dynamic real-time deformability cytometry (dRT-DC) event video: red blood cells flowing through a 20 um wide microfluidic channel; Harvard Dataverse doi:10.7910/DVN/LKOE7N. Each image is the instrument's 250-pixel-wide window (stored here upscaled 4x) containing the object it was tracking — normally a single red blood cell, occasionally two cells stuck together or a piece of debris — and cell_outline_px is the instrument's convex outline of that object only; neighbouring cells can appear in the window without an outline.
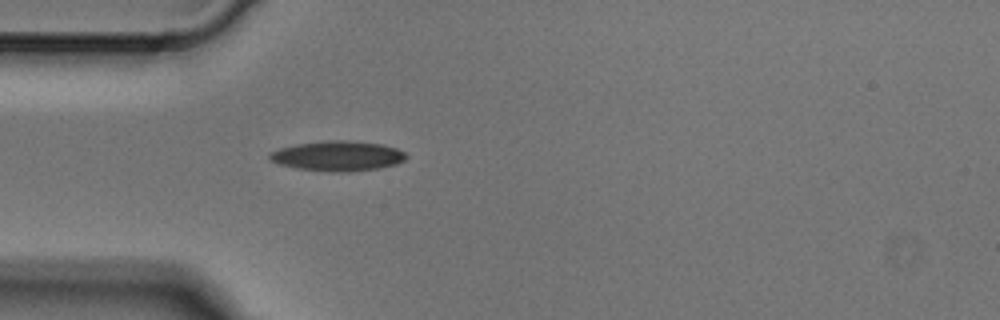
{"species": "Egyptian fruit bat (a non-hibernating species)", "species_latin": "Rousettus aegyptiacus", "temperature_condition": "cold", "stored_images_in_passage": 3, "camera_frame_rate_fps": 3000, "um_per_image_px": 0.085, "animal": {"sex": "male"}, "frame": {"image": 1, "passage_image": 3, "time_ms": 0.667, "image_size_px": [1000, 320], "cell_outline_px": [[408, 156], [404, 160], [396, 164], [380, 168], [348, 172], [328, 172], [296, 168], [280, 164], [268, 160], [268, 156], [272, 152], [280, 148], [296, 144], [328, 140], [348, 140], [380, 144], [396, 148], [404, 152]], "centroid_in_image_um": [28.7, 13.26], "position_along_channel_um": 56.3, "area_um2": 23.93}}